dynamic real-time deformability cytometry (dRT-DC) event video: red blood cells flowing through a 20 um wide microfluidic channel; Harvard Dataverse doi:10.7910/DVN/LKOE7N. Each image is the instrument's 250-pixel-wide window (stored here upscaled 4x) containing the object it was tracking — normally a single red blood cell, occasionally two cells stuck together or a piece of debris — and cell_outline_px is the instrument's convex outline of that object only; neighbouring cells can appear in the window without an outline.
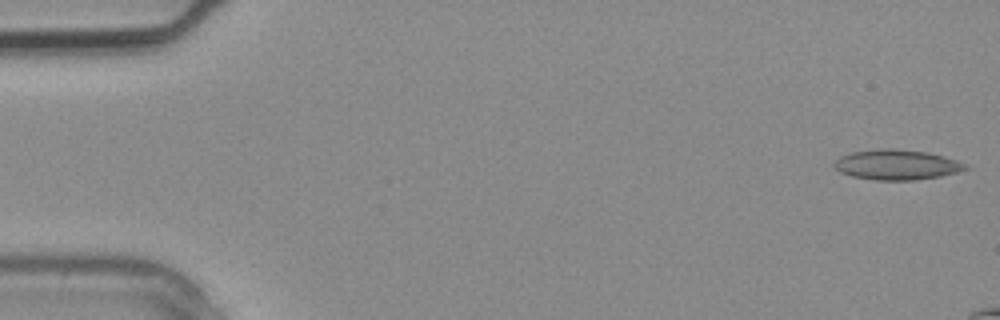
{"species": "common noctule bat (a hibernating species)", "species_latin": "Nyctalus noctula", "temperature_condition": "warm", "stored_images_in_passage": 3, "camera_frame_rate_fps": 3000, "um_per_image_px": 0.085, "animal": {"sex": "male", "body_mass_g": 20.4}, "frame": {"image": 1, "passage_image": 1, "time_ms": 0.0, "image_size_px": [1000, 320], "cell_outline_px": [[968, 168], [960, 172], [940, 176], [912, 180], [876, 180], [852, 176], [840, 172], [832, 164], [840, 156], [852, 152], [884, 148], [892, 148], [928, 152], [956, 160], [964, 164]], "centroid_in_image_um": [76.2, 14.0], "position_along_channel_um": 8.8, "area_um2": 22.89}}